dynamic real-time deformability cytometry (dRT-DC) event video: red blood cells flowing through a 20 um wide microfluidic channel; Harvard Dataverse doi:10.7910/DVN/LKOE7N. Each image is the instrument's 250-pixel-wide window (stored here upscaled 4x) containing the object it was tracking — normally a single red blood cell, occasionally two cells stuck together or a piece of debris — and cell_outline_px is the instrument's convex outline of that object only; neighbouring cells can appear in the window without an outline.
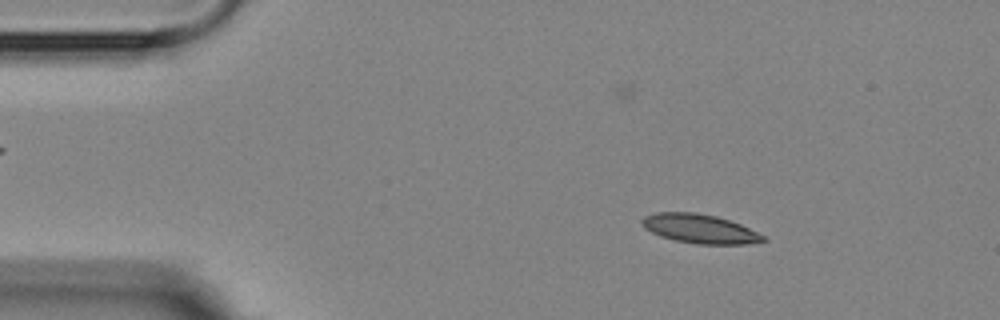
{"species": "Egyptian fruit bat (a non-hibernating species)", "species_latin": "Rousettus aegyptiacus", "temperature_condition": "room temperature", "stored_images_in_passage": 2, "camera_frame_rate_fps": 3000, "um_per_image_px": 0.085, "animal": {"sex": "female"}, "frame": {"image": 1, "passage_image": 1, "time_ms": 0.0, "image_size_px": [1000, 320], "cell_outline_px": [[768, 240], [748, 244], [696, 244], [676, 240], [660, 236], [644, 228], [640, 224], [640, 220], [644, 216], [656, 212], [696, 212], [716, 216], [740, 224], [764, 236]], "centroid_in_image_um": [59.44, 19.44], "position_along_channel_um": 25.6, "area_um2": 20.52}}